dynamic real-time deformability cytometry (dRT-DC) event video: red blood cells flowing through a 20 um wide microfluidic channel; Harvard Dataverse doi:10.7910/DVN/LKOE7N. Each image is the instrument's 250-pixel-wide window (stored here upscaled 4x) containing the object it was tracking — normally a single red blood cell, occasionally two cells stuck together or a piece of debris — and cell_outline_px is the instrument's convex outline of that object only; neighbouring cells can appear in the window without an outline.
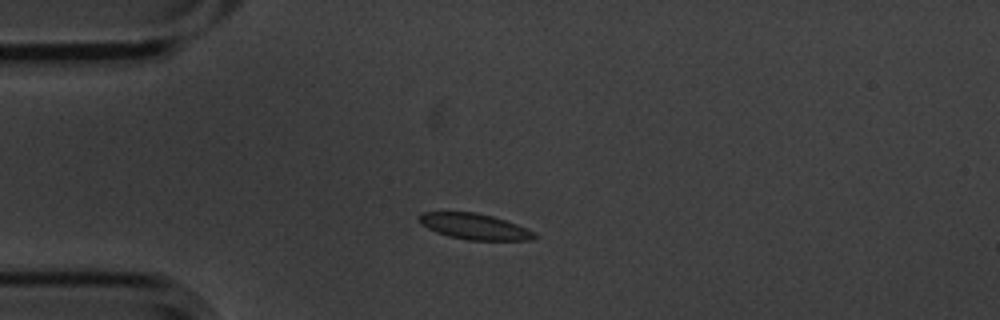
{"species": "common noctule bat (a hibernating species)", "species_latin": "Nyctalus noctula", "temperature_condition": "cold", "stored_images_in_passage": 12, "camera_frame_rate_fps": 3000, "um_per_image_px": 0.085, "animal": {"sex": "male", "body_mass_g": 20.1, "forearm_length_mm": 53.5}, "frame": {"image": 1, "passage_image": 1, "time_ms": 0.0, "image_size_px": [1000, 320], "cell_outline_px": [[536, 236], [532, 240], [468, 240], [448, 236], [436, 232], [420, 224], [416, 220], [416, 216], [420, 212], [476, 212], [492, 216], [516, 224], [536, 232]], "centroid_in_image_um": [40.27, 19.24], "position_along_channel_um": 44.7, "area_um2": 17.51}}
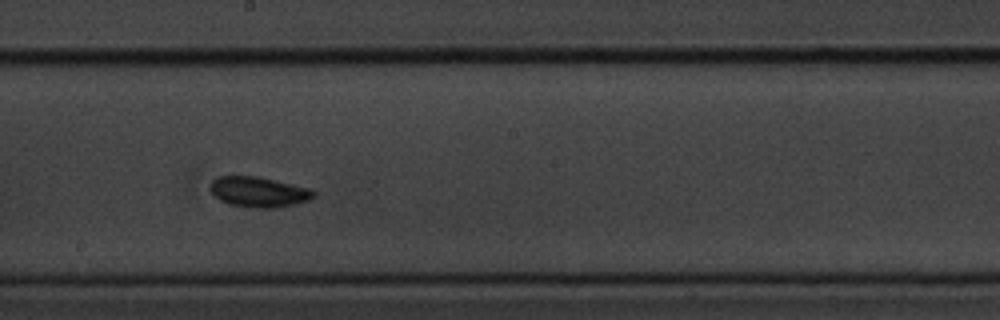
{"frame": {"image": 2, "passage_image": 6, "time_ms": 1.667, "image_size_px": [1000, 320], "cell_outline_px": [[316, 196], [308, 200], [276, 208], [248, 208], [228, 204], [220, 200], [208, 188], [212, 180], [216, 176], [256, 176], [312, 188], [316, 192]], "centroid_in_image_um": [21.98, 16.31], "position_along_channel_um": 226.2, "area_um2": 18.5}}
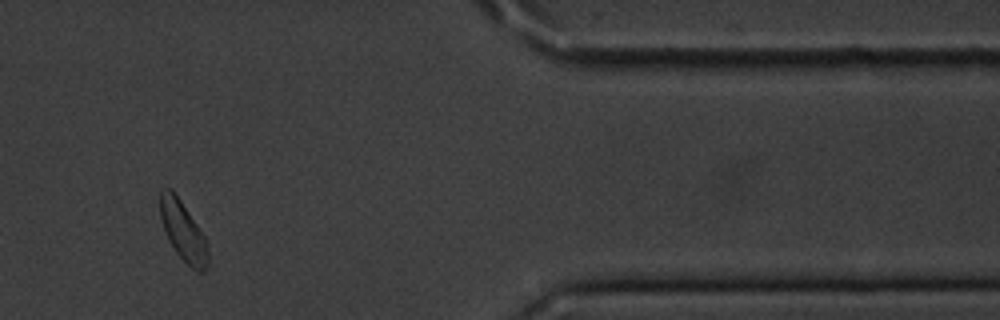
{"frame": {"image": 3, "passage_image": 10, "time_ms": 3.0, "image_size_px": [1000, 320], "cell_outline_px": [[208, 264], [204, 272], [196, 272], [176, 252], [168, 240], [160, 216], [160, 192], [164, 188], [172, 188], [204, 236], [208, 248]], "centroid_in_image_um": [15.56, 19.66], "position_along_channel_um": 395.8, "area_um2": 16.36}}